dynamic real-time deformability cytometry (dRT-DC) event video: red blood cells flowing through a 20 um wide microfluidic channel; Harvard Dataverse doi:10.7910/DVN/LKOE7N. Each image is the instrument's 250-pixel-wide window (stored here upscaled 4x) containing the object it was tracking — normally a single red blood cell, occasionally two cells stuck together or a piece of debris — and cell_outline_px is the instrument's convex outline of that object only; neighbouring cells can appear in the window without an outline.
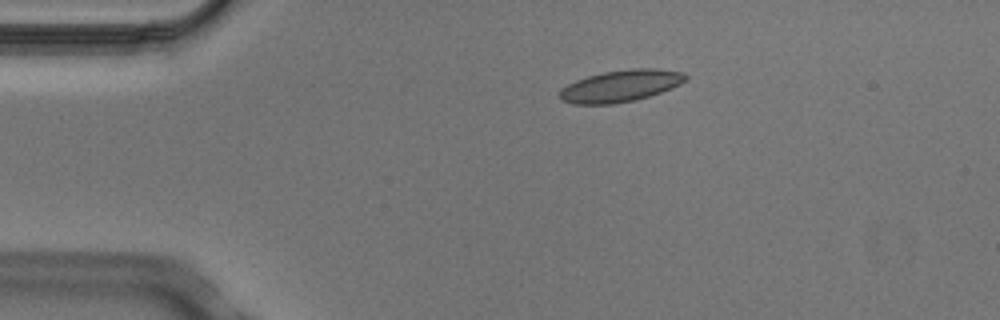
{"species": "Egyptian fruit bat (a non-hibernating species)", "species_latin": "Rousettus aegyptiacus", "temperature_condition": "cold", "stored_images_in_passage": 6, "camera_frame_rate_fps": 3000, "um_per_image_px": 0.085, "animal": {"sex": "male"}, "frame": {"image": 1, "passage_image": 6, "time_ms": 1.667, "image_size_px": [1000, 320], "cell_outline_px": [[688, 80], [672, 88], [648, 96], [632, 100], [612, 104], [572, 104], [560, 100], [560, 88], [576, 80], [588, 76], [604, 72], [632, 68], [656, 68], [684, 72], [688, 76]], "centroid_in_image_um": [52.77, 7.29], "position_along_channel_um": 32.2, "area_um2": 23.35}}